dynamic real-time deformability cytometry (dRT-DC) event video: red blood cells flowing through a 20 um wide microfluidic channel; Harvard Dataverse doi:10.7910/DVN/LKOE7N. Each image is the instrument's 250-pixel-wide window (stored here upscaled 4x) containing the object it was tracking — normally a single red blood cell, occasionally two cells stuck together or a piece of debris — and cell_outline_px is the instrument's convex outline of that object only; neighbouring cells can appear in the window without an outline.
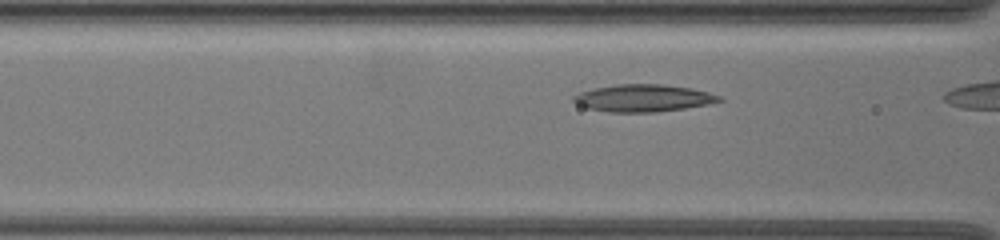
{"species": "common noctule bat (a hibernating species)", "species_latin": "Nyctalus noctula", "temperature_condition": "warm", "stored_images_in_passage": 10, "camera_frame_rate_fps": 3000, "um_per_image_px": 0.085, "animal": {"sex": "female", "body_mass_g": 19.5, "forearm_length_mm": 54.1}, "frame": {"image": 1, "passage_image": 9, "time_ms": 2.667, "image_size_px": [1000, 240], "cell_outline_px": [[724, 100], [708, 104], [684, 108], [652, 112], [608, 112], [588, 108], [572, 100], [572, 96], [580, 92], [596, 88], [616, 84], [664, 84], [692, 88], [708, 92], [720, 96]], "centroid_in_image_um": [54.7, 8.33], "position_along_channel_um": 111.9, "area_um2": 22.95}}